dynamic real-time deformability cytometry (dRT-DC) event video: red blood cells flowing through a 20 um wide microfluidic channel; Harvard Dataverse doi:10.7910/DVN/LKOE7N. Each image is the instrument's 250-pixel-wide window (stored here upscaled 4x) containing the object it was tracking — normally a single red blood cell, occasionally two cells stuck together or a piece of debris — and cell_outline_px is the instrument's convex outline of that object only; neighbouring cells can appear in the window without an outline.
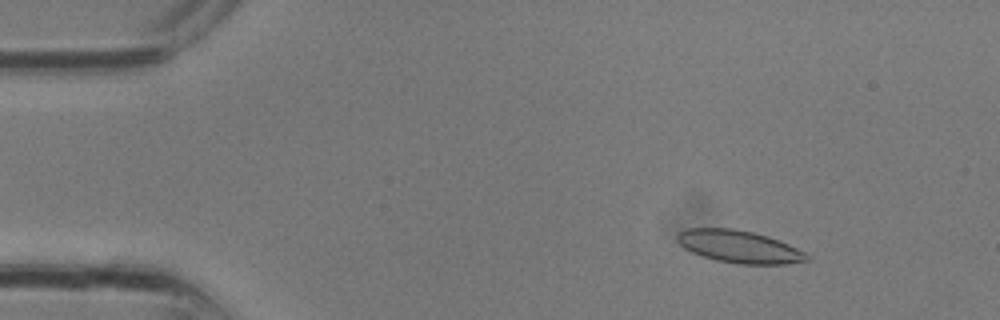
{"species": "common noctule bat (a hibernating species)", "species_latin": "Nyctalus noctula", "temperature_condition": "room temperature", "stored_images_in_passage": 16, "camera_frame_rate_fps": 3000, "um_per_image_px": 0.085, "animal": {"sex": "male", "body_mass_g": 13.3}, "frame": {"image": 1, "passage_image": 3, "time_ms": 0.667, "image_size_px": [1000, 320], "cell_outline_px": [[812, 256], [808, 260], [784, 264], [740, 264], [716, 260], [692, 252], [684, 248], [676, 240], [676, 236], [680, 232], [688, 228], [732, 228], [752, 232], [768, 236], [780, 240]], "centroid_in_image_um": [62.84, 20.96], "position_along_channel_um": 22.2, "area_um2": 24.39}}
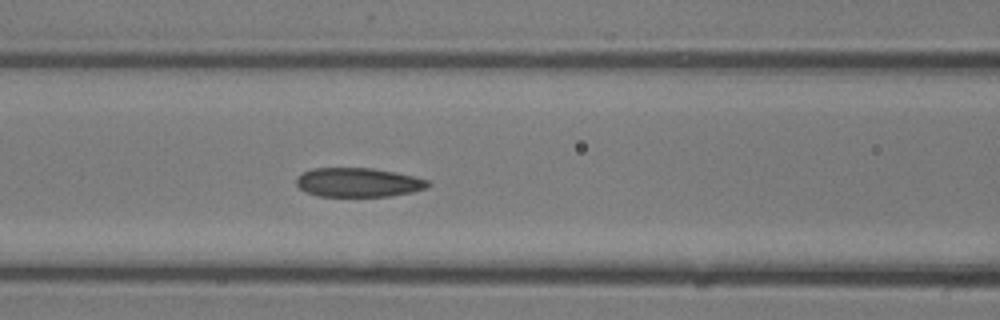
{"frame": {"image": 2, "passage_image": 12, "time_ms": 3.667, "image_size_px": [1000, 320], "cell_outline_px": [[432, 184], [428, 188], [412, 192], [388, 196], [316, 196], [300, 188], [296, 184], [296, 176], [312, 168], [372, 168], [396, 172], [416, 176], [428, 180]], "centroid_in_image_um": [30.49, 15.5], "position_along_channel_um": 136.1, "area_um2": 22.48}}
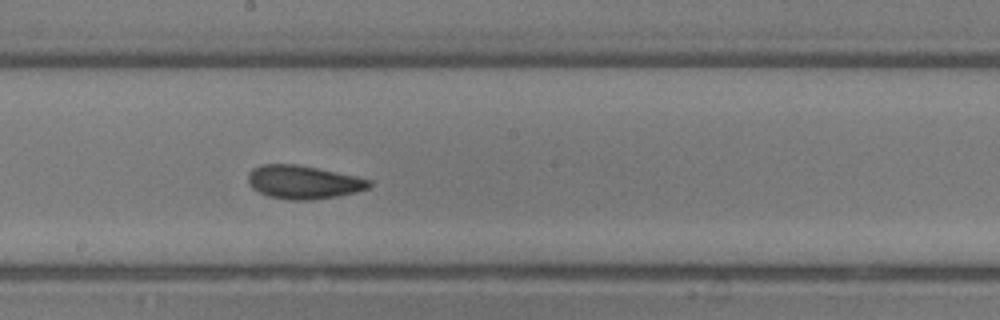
{"frame": {"image": 3, "passage_image": 16, "time_ms": 5.0, "image_size_px": [1000, 320], "cell_outline_px": [[372, 184], [368, 188], [356, 192], [336, 196], [312, 200], [288, 200], [268, 196], [252, 188], [248, 184], [248, 172], [252, 168], [260, 164], [296, 164], [356, 176], [372, 180]], "centroid_in_image_um": [25.76, 15.48], "position_along_channel_um": 222.4, "area_um2": 23.64}}